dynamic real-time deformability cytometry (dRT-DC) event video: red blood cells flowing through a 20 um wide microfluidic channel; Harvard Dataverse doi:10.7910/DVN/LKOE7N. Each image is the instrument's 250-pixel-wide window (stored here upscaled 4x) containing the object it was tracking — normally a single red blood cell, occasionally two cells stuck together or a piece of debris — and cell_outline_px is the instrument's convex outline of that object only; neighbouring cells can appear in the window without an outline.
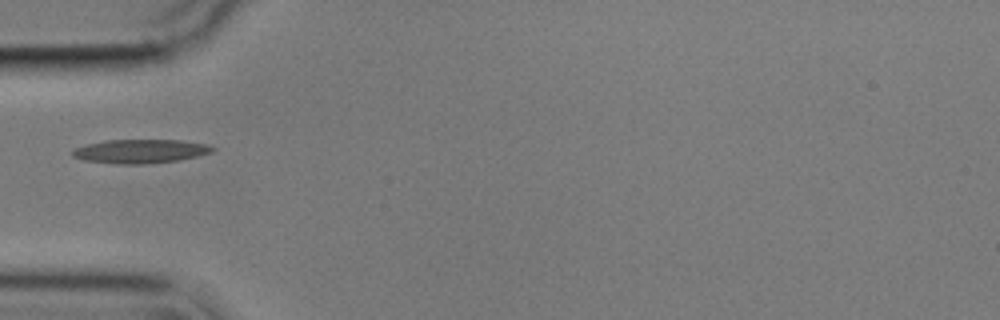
{"species": "common noctule bat (a hibernating species)", "species_latin": "Nyctalus noctula", "temperature_condition": "cold", "stored_images_in_passage": 39, "camera_frame_rate_fps": 3000, "um_per_image_px": 0.085, "animal": {"sex": "male", "body_mass_g": 17.9}, "frame": {"image": 1, "passage_image": 1, "time_ms": 0.0, "image_size_px": [1000, 320], "cell_outline_px": [[216, 148], [212, 152], [196, 156], [176, 160], [140, 164], [116, 164], [84, 160], [72, 156], [72, 152], [76, 148], [88, 144], [104, 140], [180, 140], [208, 144]], "centroid_in_image_um": [11.93, 12.85], "position_along_channel_um": 73.1, "area_um2": 19.25}}
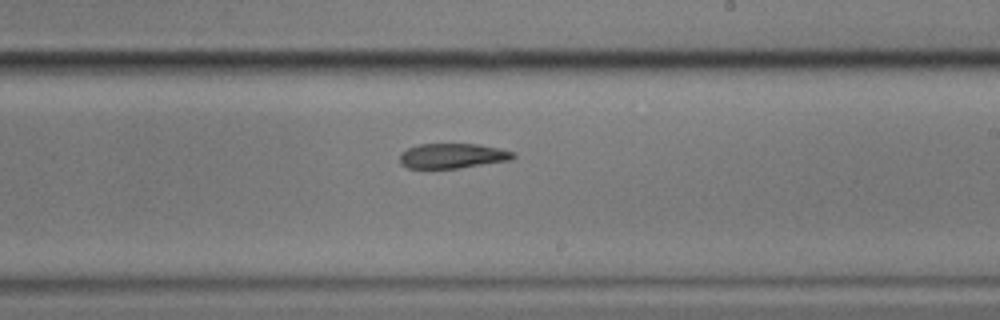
{"frame": {"image": 2, "passage_image": 16, "time_ms": 5.0, "image_size_px": [1000, 320], "cell_outline_px": [[516, 156], [508, 160], [460, 168], [408, 168], [400, 164], [400, 152], [408, 148], [420, 144], [476, 144], [496, 148], [512, 152]], "centroid_in_image_um": [38.39, 13.25], "position_along_channel_um": 250.6, "area_um2": 16.24}}
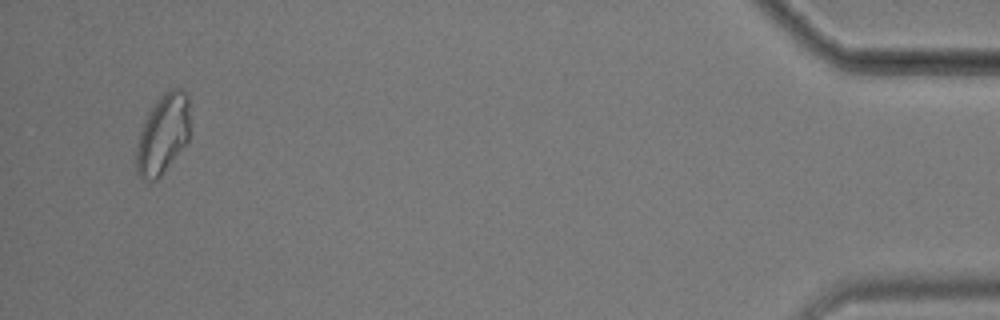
{"frame": {"image": 3, "passage_image": 37, "time_ms": 12.0, "image_size_px": [1000, 320], "cell_outline_px": [[188, 140], [160, 176], [156, 180], [144, 180], [136, 172], [136, 152], [140, 132], [148, 112], [152, 104], [168, 88], [180, 88], [188, 92]], "centroid_in_image_um": [13.83, 11.36], "position_along_channel_um": 421.4, "area_um2": 24.68}}